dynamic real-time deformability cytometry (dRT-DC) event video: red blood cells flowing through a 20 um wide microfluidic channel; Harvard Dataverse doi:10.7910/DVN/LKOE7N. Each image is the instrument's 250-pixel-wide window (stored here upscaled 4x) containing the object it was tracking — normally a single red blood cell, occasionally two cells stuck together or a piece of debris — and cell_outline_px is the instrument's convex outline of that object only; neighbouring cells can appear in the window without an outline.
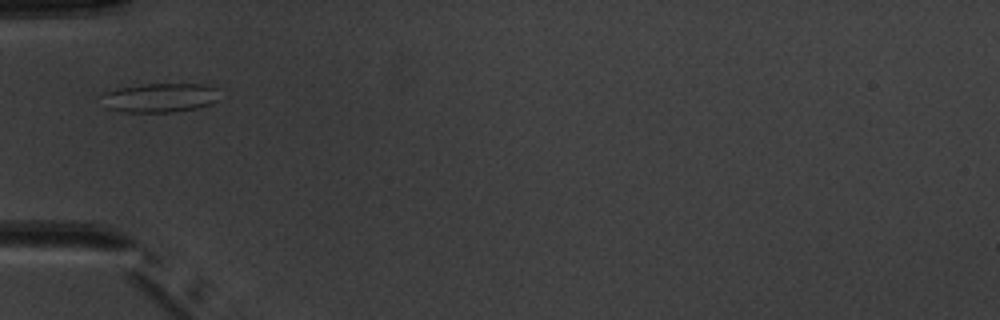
{"species": "common noctule bat (a hibernating species)", "species_latin": "Nyctalus noctula", "temperature_condition": "warm", "stored_images_in_passage": 3, "camera_frame_rate_fps": 3000, "um_per_image_px": 0.085, "animal": {"sex": "male", "body_mass_g": 20.1, "forearm_length_mm": 53.5}, "frame": {"image": 1, "passage_image": 2, "time_ms": 1.333, "image_size_px": [1000, 320], "cell_outline_px": [[216, 100], [212, 104], [196, 108], [172, 112], [128, 112], [108, 108], [100, 96], [116, 88], [144, 84], [204, 84], [216, 88]], "centroid_in_image_um": [13.59, 8.3], "position_along_channel_um": 71.4, "area_um2": 19.77}}
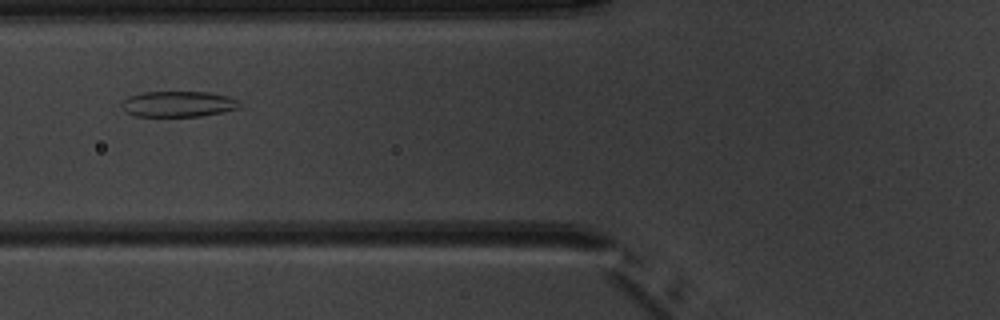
{"frame": {"image": 2, "passage_image": 3, "time_ms": 2.333, "image_size_px": [1000, 320], "cell_outline_px": [[240, 108], [224, 112], [200, 116], [132, 116], [124, 112], [120, 108], [120, 104], [128, 96], [144, 92], [208, 92], [228, 96], [240, 100]], "centroid_in_image_um": [15.13, 8.85], "position_along_channel_um": 110.7, "area_um2": 17.98}}